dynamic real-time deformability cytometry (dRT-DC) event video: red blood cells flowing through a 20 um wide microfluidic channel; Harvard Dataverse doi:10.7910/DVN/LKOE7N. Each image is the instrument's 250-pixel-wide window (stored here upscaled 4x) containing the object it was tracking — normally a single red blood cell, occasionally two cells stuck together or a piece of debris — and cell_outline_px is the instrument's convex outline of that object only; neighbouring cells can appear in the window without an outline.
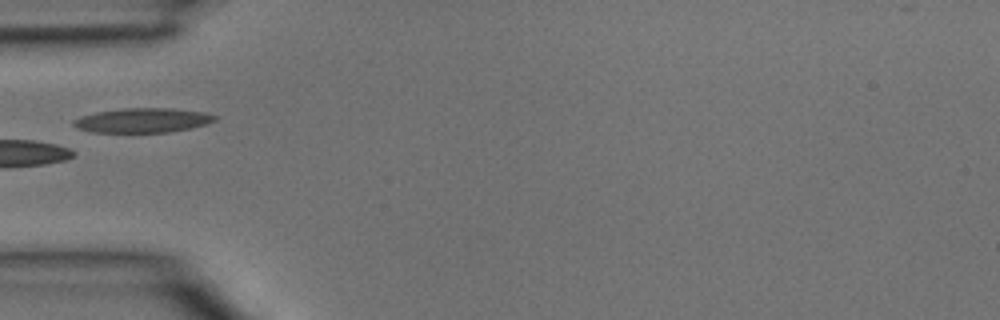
{"species": "common noctule bat (a hibernating species)", "species_latin": "Nyctalus noctula", "temperature_condition": "room temperature", "stored_images_in_passage": 4, "camera_frame_rate_fps": 3000, "um_per_image_px": 0.085, "animal": {"sex": "male", "body_mass_g": 15.6}, "frame": {"image": 1, "passage_image": 4, "time_ms": 1.0, "image_size_px": [1000, 320], "cell_outline_px": [[216, 120], [208, 124], [168, 132], [92, 132], [80, 128], [72, 124], [72, 120], [80, 116], [96, 112], [120, 108], [172, 108], [204, 112], [216, 116]], "centroid_in_image_um": [12.12, 10.22], "position_along_channel_um": 72.9, "area_um2": 20.11}}